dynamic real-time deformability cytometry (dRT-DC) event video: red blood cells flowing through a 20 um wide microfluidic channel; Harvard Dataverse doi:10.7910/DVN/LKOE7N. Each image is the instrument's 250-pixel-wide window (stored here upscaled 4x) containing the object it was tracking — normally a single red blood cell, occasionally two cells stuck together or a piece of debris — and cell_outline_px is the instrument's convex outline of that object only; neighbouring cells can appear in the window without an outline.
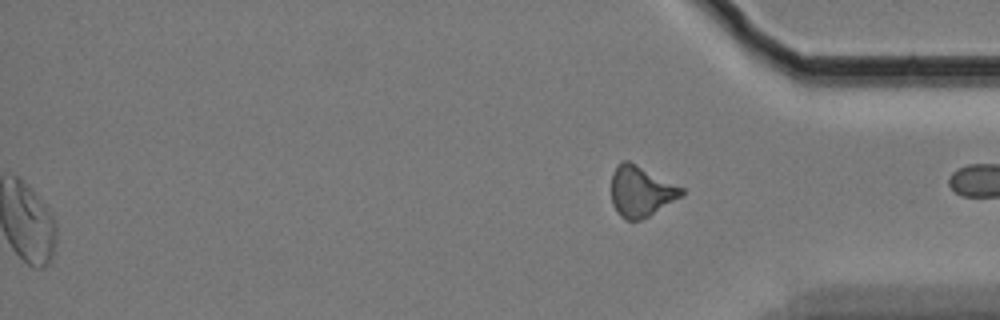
{"species": "Egyptian fruit bat (a non-hibernating species)", "species_latin": "Rousettus aegyptiacus", "temperature_condition": "cold", "stored_images_in_passage": 61, "segment_of_instrument_passage": [2, 2], "camera_frame_rate_fps": 3000, "um_per_image_px": 0.085, "animal": {"sex": "female"}, "frame": {"image": 1, "passage_image": 61, "time_ms": 20.0, "image_size_px": [1000, 320], "cell_outline_px": [[684, 196], [648, 216], [640, 220], [624, 220], [616, 212], [612, 204], [612, 172], [624, 160], [628, 160], [684, 188]], "centroid_in_image_um": [54.49, 16.29], "position_along_channel_um": 380.7, "area_um2": 20.69}}